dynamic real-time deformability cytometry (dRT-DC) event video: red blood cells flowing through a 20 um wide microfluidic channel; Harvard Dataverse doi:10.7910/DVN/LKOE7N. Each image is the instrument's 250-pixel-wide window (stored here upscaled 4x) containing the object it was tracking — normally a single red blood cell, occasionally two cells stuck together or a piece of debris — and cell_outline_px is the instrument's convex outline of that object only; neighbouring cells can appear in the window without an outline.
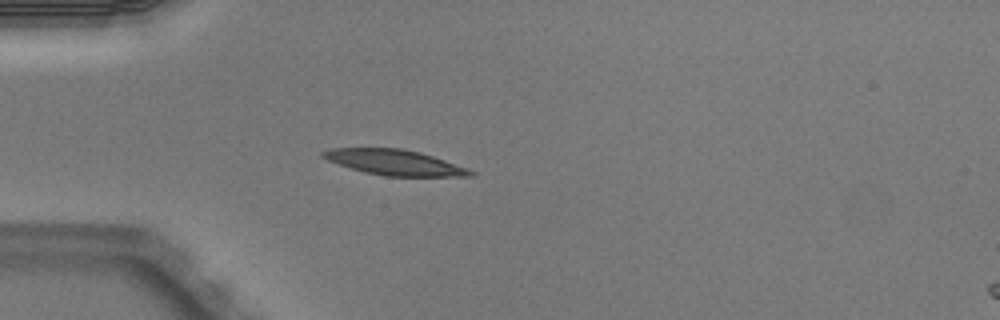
{"species": "Egyptian fruit bat (a non-hibernating species)", "species_latin": "Rousettus aegyptiacus", "temperature_condition": "warm", "stored_images_in_passage": 3, "camera_frame_rate_fps": 3000, "um_per_image_px": 0.085, "animal": {"sex": "male"}, "frame": {"image": 1, "passage_image": 3, "time_ms": 0.667, "image_size_px": [1000, 320], "cell_outline_px": [[476, 176], [384, 176], [364, 172], [328, 160], [320, 156], [320, 152], [332, 148], [400, 148], [420, 152], [468, 168], [476, 172]], "centroid_in_image_um": [33.56, 13.8], "position_along_channel_um": 51.4, "area_um2": 21.73}}